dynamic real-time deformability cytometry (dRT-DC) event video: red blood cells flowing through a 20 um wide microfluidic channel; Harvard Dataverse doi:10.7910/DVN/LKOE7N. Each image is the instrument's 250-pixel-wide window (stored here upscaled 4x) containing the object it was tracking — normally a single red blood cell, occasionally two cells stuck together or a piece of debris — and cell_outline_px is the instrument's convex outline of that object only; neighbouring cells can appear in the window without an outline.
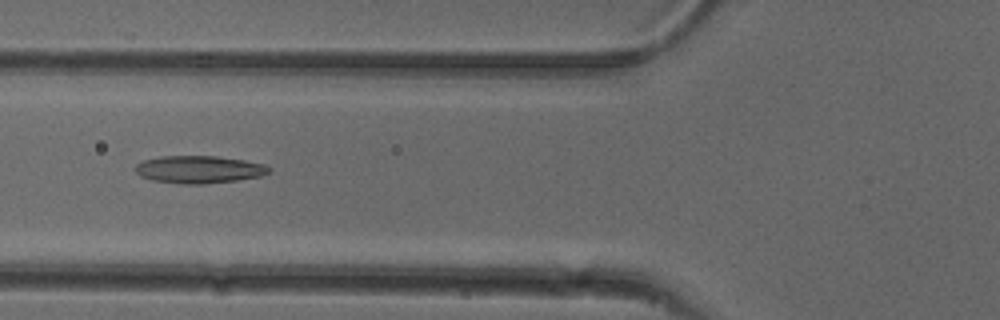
{"species": "common noctule bat (a hibernating species)", "species_latin": "Nyctalus noctula", "temperature_condition": "cold", "stored_images_in_passage": 27, "camera_frame_rate_fps": 3000, "um_per_image_px": 0.085, "animal": {"sex": "female"}, "frame": {"image": 1, "passage_image": 20, "time_ms": 6.333, "image_size_px": [1000, 320], "cell_outline_px": [[272, 172], [260, 176], [236, 180], [204, 184], [184, 184], [152, 180], [140, 176], [132, 168], [136, 164], [144, 160], [160, 156], [216, 156], [244, 160], [264, 164], [272, 168]], "centroid_in_image_um": [16.91, 14.4], "position_along_channel_um": 108.9, "area_um2": 21.56}}
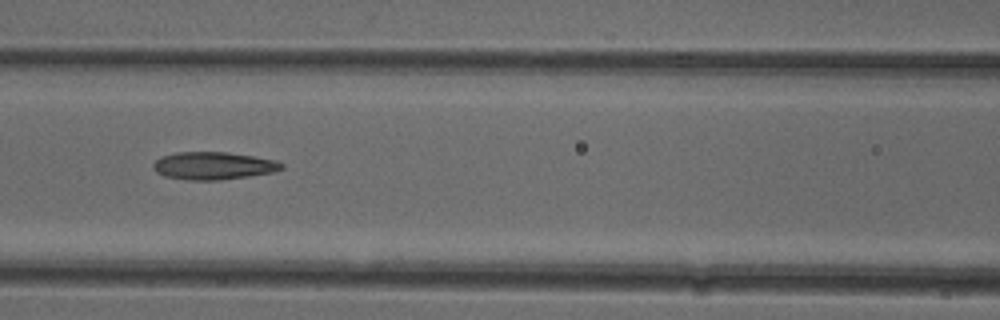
{"frame": {"image": 2, "passage_image": 23, "time_ms": 7.333, "image_size_px": [1000, 320], "cell_outline_px": [[284, 168], [272, 172], [248, 176], [220, 180], [188, 180], [164, 176], [156, 172], [152, 168], [152, 164], [160, 156], [176, 152], [228, 152], [276, 160], [284, 164]], "centroid_in_image_um": [18.1, 14.08], "position_along_channel_um": 148.5, "area_um2": 20.75}}
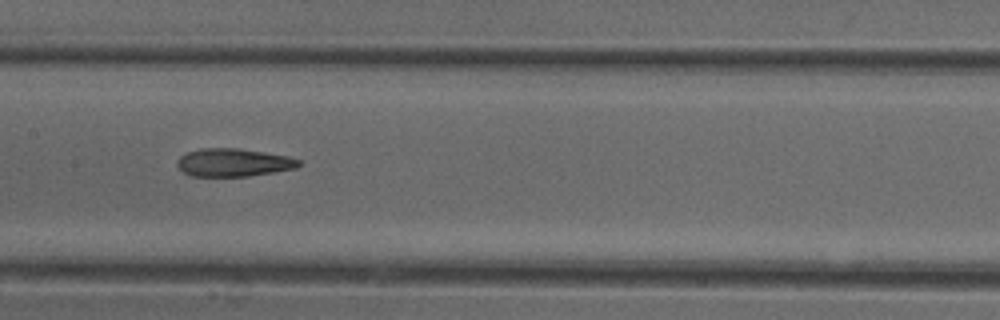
{"frame": {"image": 3, "passage_image": 26, "time_ms": 8.333, "image_size_px": [1000, 320], "cell_outline_px": [[300, 164], [296, 168], [248, 176], [192, 176], [184, 172], [176, 164], [176, 160], [180, 156], [188, 152], [200, 148], [240, 148], [288, 156], [300, 160]], "centroid_in_image_um": [19.82, 13.8], "position_along_channel_um": 187.6, "area_um2": 19.77}}